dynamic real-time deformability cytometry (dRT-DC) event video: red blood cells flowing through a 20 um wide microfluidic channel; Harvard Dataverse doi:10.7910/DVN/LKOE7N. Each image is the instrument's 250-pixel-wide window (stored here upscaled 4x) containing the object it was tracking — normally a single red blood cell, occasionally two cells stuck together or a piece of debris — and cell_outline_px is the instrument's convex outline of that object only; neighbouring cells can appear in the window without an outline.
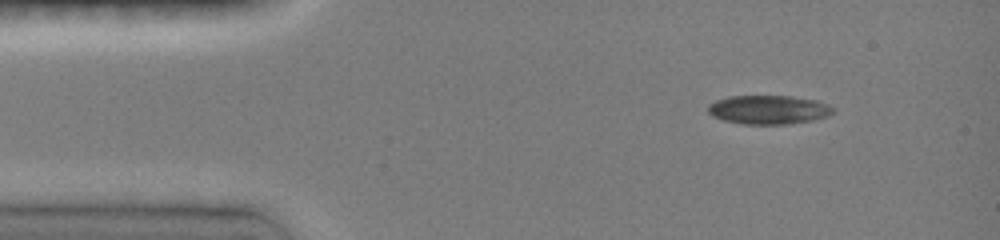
{"species": "common noctule bat (a hibernating species)", "species_latin": "Nyctalus noctula", "temperature_condition": "room temperature", "stored_images_in_passage": 6, "camera_frame_rate_fps": 3000, "um_per_image_px": 0.085, "animal": {"sex": "female", "body_mass_g": 19.0, "forearm_length_mm": 51.5}, "frame": {"image": 1, "passage_image": 1, "time_ms": 0.0, "image_size_px": [1000, 240], "cell_outline_px": [[836, 112], [812, 120], [784, 124], [744, 124], [724, 120], [712, 116], [708, 112], [708, 104], [716, 100], [728, 96], [792, 96], [816, 100], [828, 104], [836, 108]], "centroid_in_image_um": [65.33, 9.31], "position_along_channel_um": 19.7, "area_um2": 21.04}}
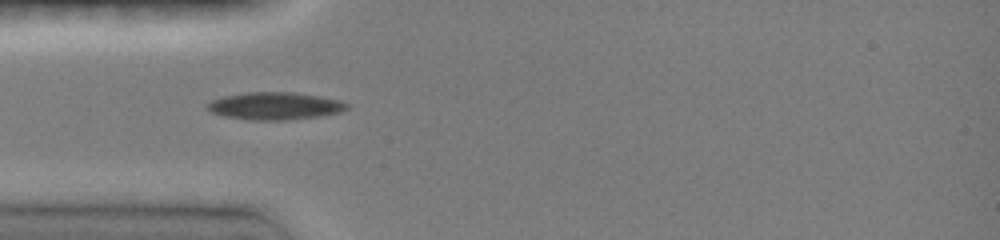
{"frame": {"image": 2, "passage_image": 4, "time_ms": 2.667, "image_size_px": [1000, 240], "cell_outline_px": [[348, 108], [340, 112], [316, 116], [284, 120], [252, 120], [224, 116], [212, 112], [204, 104], [220, 96], [248, 92], [292, 92], [340, 100], [348, 104]], "centroid_in_image_um": [23.31, 9.0], "position_along_channel_um": 61.7, "area_um2": 22.14}}
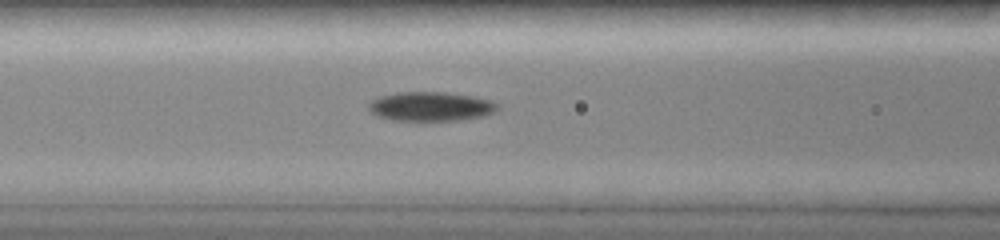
{"frame": {"image": 3, "passage_image": 6, "time_ms": 4.333, "image_size_px": [1000, 240], "cell_outline_px": [[500, 108], [484, 116], [460, 120], [392, 120], [376, 116], [368, 108], [368, 100], [380, 96], [400, 92], [444, 92], [472, 96], [492, 100]], "centroid_in_image_um": [36.58, 9.04], "position_along_channel_um": 130.0, "area_um2": 21.96}}